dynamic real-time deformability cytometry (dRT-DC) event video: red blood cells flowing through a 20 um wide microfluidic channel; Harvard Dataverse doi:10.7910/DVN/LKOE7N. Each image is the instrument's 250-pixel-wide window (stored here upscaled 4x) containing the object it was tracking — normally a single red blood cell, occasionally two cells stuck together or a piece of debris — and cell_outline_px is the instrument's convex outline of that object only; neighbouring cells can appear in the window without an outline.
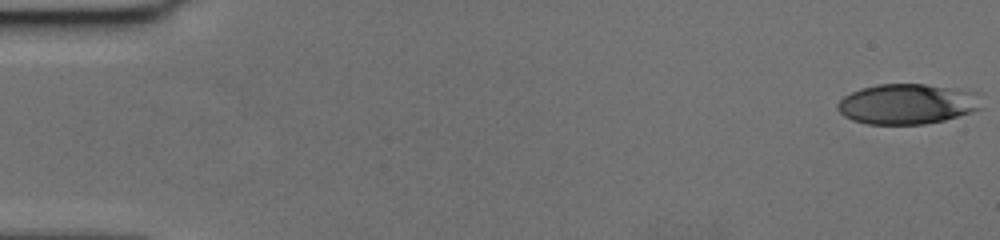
{"species": "human", "species_latin": "Homo sapiens", "temperature_condition": "cold", "stored_images_in_passage": 57, "camera_frame_rate_fps": 3000, "um_per_image_px": 0.085, "donor": {"sex": "female"}, "frame": {"image": 1, "passage_image": 1, "time_ms": 0.0, "image_size_px": [1000, 240], "cell_outline_px": [[984, 108], [972, 112], [944, 120], [924, 124], [868, 124], [852, 120], [844, 116], [836, 108], [836, 104], [844, 96], [860, 88], [876, 84], [924, 84], [980, 92]], "centroid_in_image_um": [77.16, 8.83], "position_along_channel_um": 7.8, "area_um2": 34.22}}
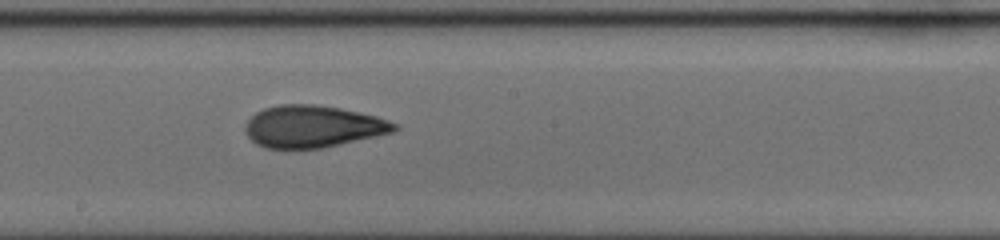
{"frame": {"image": 2, "passage_image": 32, "time_ms": 10.333, "image_size_px": [1000, 240], "cell_outline_px": [[400, 128], [392, 132], [320, 148], [264, 148], [256, 144], [244, 132], [244, 124], [256, 112], [264, 108], [280, 104], [316, 104], [340, 108], [376, 116], [388, 120], [396, 124]], "centroid_in_image_um": [26.54, 10.74], "position_along_channel_um": 221.7, "area_um2": 36.3}}
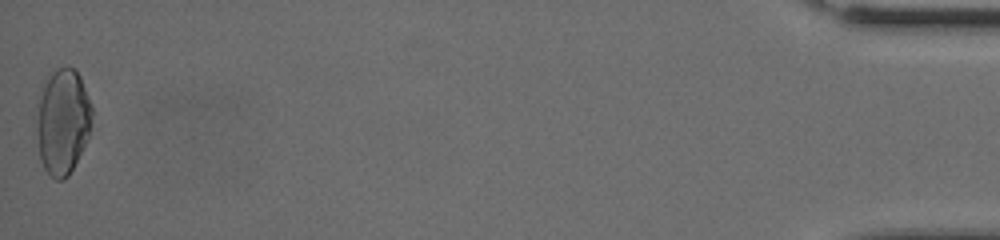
{"frame": {"image": 3, "passage_image": 57, "time_ms": 18.667, "image_size_px": [1000, 240], "cell_outline_px": [[92, 128], [68, 176], [64, 180], [56, 180], [44, 168], [40, 160], [36, 128], [36, 104], [44, 84], [52, 72], [56, 68], [68, 64], [76, 68], [80, 76], [92, 104]], "centroid_in_image_um": [5.32, 10.27], "position_along_channel_um": 429.9, "area_um2": 34.51}, "authors_computed_cell_mechanics": {"area_um2": 34.969, "velocity_mm_per_s": 3.6495, "shape_relaxation_time_tau1_ms": 7.2911, "shape_relaxation_time_tau2_ms": 2.2376, "deformation_change_tau1": 0.2061, "deformation_change_tau2": 0.0973}}